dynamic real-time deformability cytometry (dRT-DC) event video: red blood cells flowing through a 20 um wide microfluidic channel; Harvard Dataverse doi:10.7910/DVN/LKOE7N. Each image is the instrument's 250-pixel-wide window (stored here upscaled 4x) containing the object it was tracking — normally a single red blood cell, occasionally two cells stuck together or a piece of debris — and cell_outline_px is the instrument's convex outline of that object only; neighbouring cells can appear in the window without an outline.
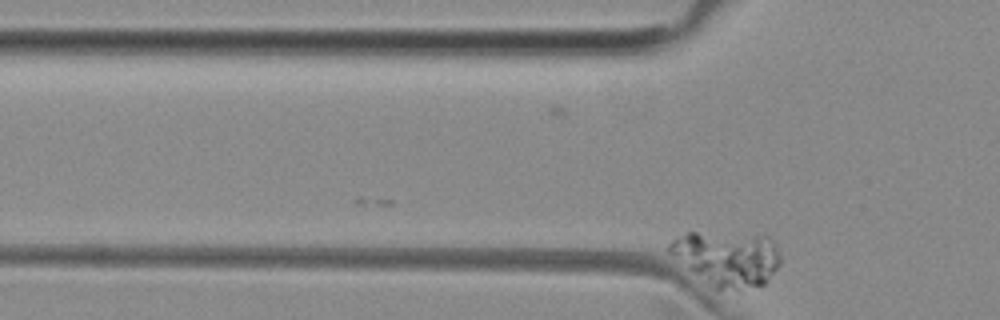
{"species": "common noctule bat (a hibernating species)", "species_latin": "Nyctalus noctula", "temperature_condition": "room temperature", "stored_images_in_passage": 2, "camera_frame_rate_fps": 3000, "um_per_image_px": 0.085, "animal": {"sex": "female", "body_mass_g": 29.2, "forearm_length_mm": 56.3}, "frame": {"image": 1, "passage_image": 2, "time_ms": 0.333, "image_size_px": [1000, 320], "cell_outline_px": [[780, 264], [768, 280], [764, 284], [740, 292], [716, 288], [692, 272], [668, 252], [668, 244], [672, 240], [688, 232], [696, 232], [772, 236], [776, 244], [780, 256]], "centroid_in_image_um": [61.86, 21.97], "position_along_channel_um": 63.9, "area_um2": 35.6}}